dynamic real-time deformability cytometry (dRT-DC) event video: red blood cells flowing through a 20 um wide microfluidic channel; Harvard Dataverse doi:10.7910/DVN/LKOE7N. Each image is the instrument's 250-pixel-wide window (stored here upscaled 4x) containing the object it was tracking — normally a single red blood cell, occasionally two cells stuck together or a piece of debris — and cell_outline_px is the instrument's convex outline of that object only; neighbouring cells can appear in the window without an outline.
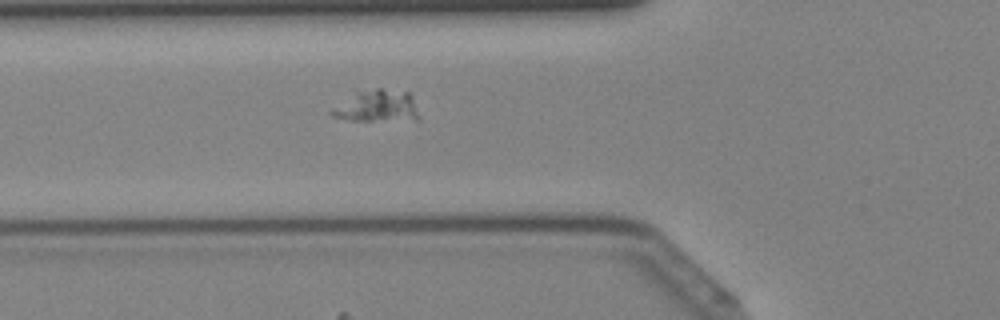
{"species": "Egyptian fruit bat (a non-hibernating species)", "species_latin": "Rousettus aegyptiacus", "temperature_condition": "cold", "stored_images_in_passage": 31, "camera_frame_rate_fps": 3000, "um_per_image_px": 0.085, "animal": {"sex": "female"}, "frame": {"image": 1, "passage_image": 4, "time_ms": 1.0, "image_size_px": [1000, 320], "cell_outline_px": [[420, 120], [352, 120], [332, 116], [328, 112], [332, 108], [360, 92], [376, 88], [380, 88], [408, 92], [412, 96]], "centroid_in_image_um": [32.1, 9.03], "position_along_channel_um": 93.7, "area_um2": 15.78}}
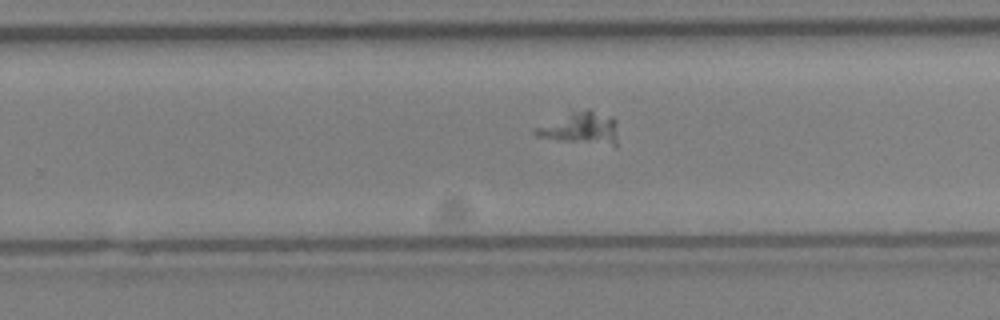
{"frame": {"image": 2, "passage_image": 16, "time_ms": 5.0, "image_size_px": [1000, 320], "cell_outline_px": [[616, 148], [556, 140], [536, 136], [532, 132], [532, 128], [572, 112], [588, 108], [612, 116], [616, 120]], "centroid_in_image_um": [49.39, 10.93], "position_along_channel_um": 280.4, "area_um2": 16.01}}
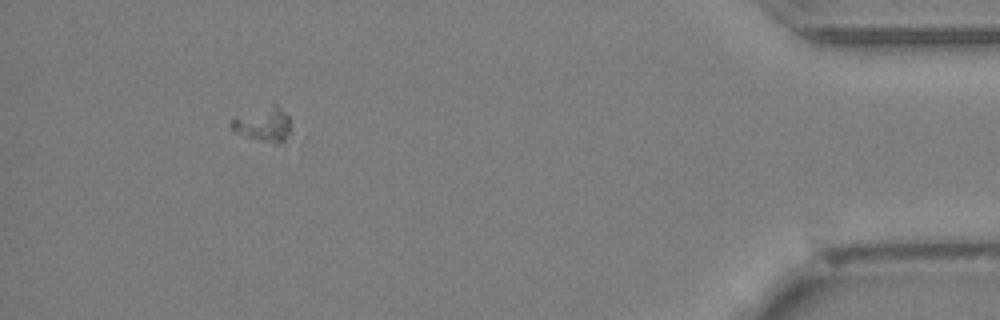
{"frame": {"image": 3, "passage_image": 28, "time_ms": 9.0, "image_size_px": [1000, 320], "cell_outline_px": [[296, 136], [276, 144], [260, 140], [236, 132], [228, 124], [232, 116], [272, 104], [276, 104], [288, 116]], "centroid_in_image_um": [22.45, 10.57], "position_along_channel_um": 412.7, "area_um2": 12.54}}